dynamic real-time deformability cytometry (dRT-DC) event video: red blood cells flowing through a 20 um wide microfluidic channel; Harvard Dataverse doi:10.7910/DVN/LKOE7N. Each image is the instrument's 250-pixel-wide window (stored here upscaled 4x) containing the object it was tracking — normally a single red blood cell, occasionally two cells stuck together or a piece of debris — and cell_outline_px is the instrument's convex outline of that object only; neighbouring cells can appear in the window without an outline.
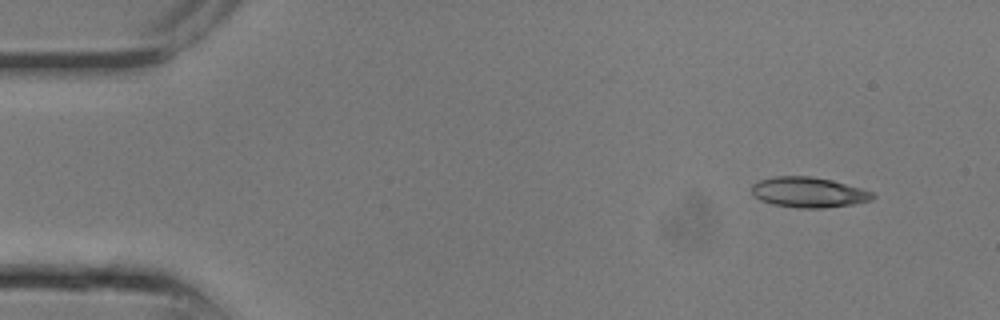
{"species": "common noctule bat (a hibernating species)", "species_latin": "Nyctalus noctula", "temperature_condition": "room temperature", "stored_images_in_passage": 6, "camera_frame_rate_fps": 3000, "um_per_image_px": 0.085, "animal": {"sex": "male", "body_mass_g": 13.3}, "frame": {"image": 1, "passage_image": 1, "time_ms": 0.0, "image_size_px": [1000, 320], "cell_outline_px": [[876, 196], [872, 200], [852, 204], [824, 208], [796, 208], [772, 204], [760, 200], [752, 196], [752, 184], [760, 180], [772, 176], [808, 176], [832, 180], [860, 188], [872, 192]], "centroid_in_image_um": [68.69, 16.35], "position_along_channel_um": 16.3, "area_um2": 21.44}}
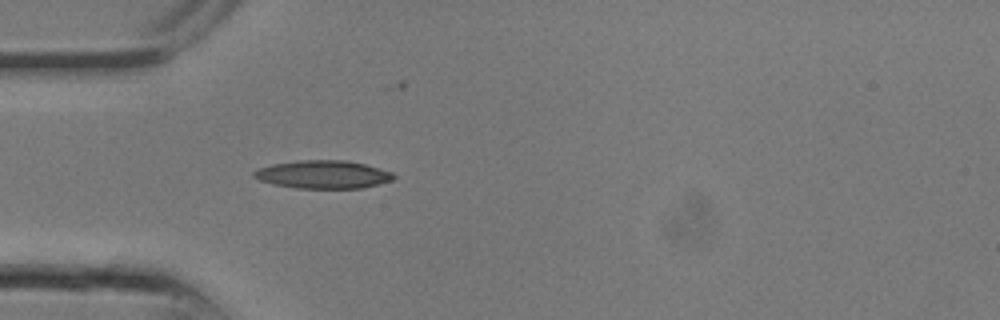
{"frame": {"image": 2, "passage_image": 6, "time_ms": 1.667, "image_size_px": [1000, 320], "cell_outline_px": [[396, 176], [392, 180], [360, 188], [296, 188], [272, 184], [260, 180], [252, 176], [252, 172], [260, 168], [272, 164], [296, 160], [344, 160], [364, 164], [392, 172]], "centroid_in_image_um": [27.42, 14.82], "position_along_channel_um": 57.6, "area_um2": 22.72}}